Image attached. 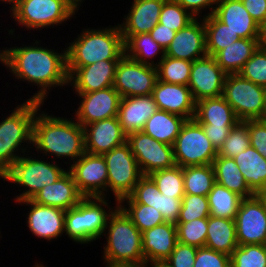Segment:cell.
Here are the masks:
<instances>
[{"instance_id":"1","label":"cell","mask_w":266,"mask_h":267,"mask_svg":"<svg viewBox=\"0 0 266 267\" xmlns=\"http://www.w3.org/2000/svg\"><path fill=\"white\" fill-rule=\"evenodd\" d=\"M40 41L31 46L12 47L0 50V63L15 76L38 86L39 90L28 100L44 104L51 87L68 86L66 48L58 53L42 47ZM36 45V46H35ZM48 90V91H47Z\"/></svg>"},{"instance_id":"2","label":"cell","mask_w":266,"mask_h":267,"mask_svg":"<svg viewBox=\"0 0 266 267\" xmlns=\"http://www.w3.org/2000/svg\"><path fill=\"white\" fill-rule=\"evenodd\" d=\"M32 145L43 155H53L57 159L69 157L75 162L85 153L83 126L73 119L37 112L33 121Z\"/></svg>"},{"instance_id":"3","label":"cell","mask_w":266,"mask_h":267,"mask_svg":"<svg viewBox=\"0 0 266 267\" xmlns=\"http://www.w3.org/2000/svg\"><path fill=\"white\" fill-rule=\"evenodd\" d=\"M66 48L68 77L79 67L101 60H120L124 41L119 24L100 29H83Z\"/></svg>"},{"instance_id":"4","label":"cell","mask_w":266,"mask_h":267,"mask_svg":"<svg viewBox=\"0 0 266 267\" xmlns=\"http://www.w3.org/2000/svg\"><path fill=\"white\" fill-rule=\"evenodd\" d=\"M108 230V231H106ZM103 249L107 265H146L142 252V233L118 206L109 216Z\"/></svg>"},{"instance_id":"5","label":"cell","mask_w":266,"mask_h":267,"mask_svg":"<svg viewBox=\"0 0 266 267\" xmlns=\"http://www.w3.org/2000/svg\"><path fill=\"white\" fill-rule=\"evenodd\" d=\"M41 105L43 103L26 100L0 122V177L22 156L18 150L26 155L28 147L21 145L32 144L33 121L37 112H41Z\"/></svg>"},{"instance_id":"6","label":"cell","mask_w":266,"mask_h":267,"mask_svg":"<svg viewBox=\"0 0 266 267\" xmlns=\"http://www.w3.org/2000/svg\"><path fill=\"white\" fill-rule=\"evenodd\" d=\"M106 199L84 197L75 207L66 210L64 233L77 244H88L104 236L108 218L118 207L116 204L110 208Z\"/></svg>"},{"instance_id":"7","label":"cell","mask_w":266,"mask_h":267,"mask_svg":"<svg viewBox=\"0 0 266 267\" xmlns=\"http://www.w3.org/2000/svg\"><path fill=\"white\" fill-rule=\"evenodd\" d=\"M20 156L12 166L0 177L4 181L18 184L24 189L20 195L16 196L15 202L32 199L34 195L43 187L56 182L68 170L61 168L54 161L52 163L39 160L35 157Z\"/></svg>"},{"instance_id":"8","label":"cell","mask_w":266,"mask_h":267,"mask_svg":"<svg viewBox=\"0 0 266 267\" xmlns=\"http://www.w3.org/2000/svg\"><path fill=\"white\" fill-rule=\"evenodd\" d=\"M9 8L17 24L28 30L61 25L75 15L65 0H16Z\"/></svg>"},{"instance_id":"9","label":"cell","mask_w":266,"mask_h":267,"mask_svg":"<svg viewBox=\"0 0 266 267\" xmlns=\"http://www.w3.org/2000/svg\"><path fill=\"white\" fill-rule=\"evenodd\" d=\"M222 97L240 121L263 119L266 114L264 87L241 77L227 74Z\"/></svg>"},{"instance_id":"10","label":"cell","mask_w":266,"mask_h":267,"mask_svg":"<svg viewBox=\"0 0 266 267\" xmlns=\"http://www.w3.org/2000/svg\"><path fill=\"white\" fill-rule=\"evenodd\" d=\"M175 164L180 167L212 165L218 151L194 118L186 120L173 144Z\"/></svg>"},{"instance_id":"11","label":"cell","mask_w":266,"mask_h":267,"mask_svg":"<svg viewBox=\"0 0 266 267\" xmlns=\"http://www.w3.org/2000/svg\"><path fill=\"white\" fill-rule=\"evenodd\" d=\"M108 170L107 192L111 190L116 203L129 196L144 176L127 142L103 154Z\"/></svg>"},{"instance_id":"12","label":"cell","mask_w":266,"mask_h":267,"mask_svg":"<svg viewBox=\"0 0 266 267\" xmlns=\"http://www.w3.org/2000/svg\"><path fill=\"white\" fill-rule=\"evenodd\" d=\"M235 224L238 245L266 244V195L242 199Z\"/></svg>"},{"instance_id":"13","label":"cell","mask_w":266,"mask_h":267,"mask_svg":"<svg viewBox=\"0 0 266 267\" xmlns=\"http://www.w3.org/2000/svg\"><path fill=\"white\" fill-rule=\"evenodd\" d=\"M157 80V67L136 62L124 55L118 61L113 87L121 98L149 95Z\"/></svg>"},{"instance_id":"14","label":"cell","mask_w":266,"mask_h":267,"mask_svg":"<svg viewBox=\"0 0 266 267\" xmlns=\"http://www.w3.org/2000/svg\"><path fill=\"white\" fill-rule=\"evenodd\" d=\"M132 154L141 169L143 175L174 167L173 146L161 143L143 131L133 132L127 135Z\"/></svg>"},{"instance_id":"15","label":"cell","mask_w":266,"mask_h":267,"mask_svg":"<svg viewBox=\"0 0 266 267\" xmlns=\"http://www.w3.org/2000/svg\"><path fill=\"white\" fill-rule=\"evenodd\" d=\"M68 169L83 197L106 196L108 170L103 155L85 152Z\"/></svg>"},{"instance_id":"16","label":"cell","mask_w":266,"mask_h":267,"mask_svg":"<svg viewBox=\"0 0 266 267\" xmlns=\"http://www.w3.org/2000/svg\"><path fill=\"white\" fill-rule=\"evenodd\" d=\"M226 75L213 56L194 60L187 85L194 101L222 96Z\"/></svg>"},{"instance_id":"17","label":"cell","mask_w":266,"mask_h":267,"mask_svg":"<svg viewBox=\"0 0 266 267\" xmlns=\"http://www.w3.org/2000/svg\"><path fill=\"white\" fill-rule=\"evenodd\" d=\"M81 99L75 119L83 127L104 119L118 116L120 94L113 86L95 92L76 93Z\"/></svg>"},{"instance_id":"18","label":"cell","mask_w":266,"mask_h":267,"mask_svg":"<svg viewBox=\"0 0 266 267\" xmlns=\"http://www.w3.org/2000/svg\"><path fill=\"white\" fill-rule=\"evenodd\" d=\"M17 203L30 205L31 208L27 215V227L34 236L50 241L58 239L64 234L65 210L41 205L32 199L22 200Z\"/></svg>"},{"instance_id":"19","label":"cell","mask_w":266,"mask_h":267,"mask_svg":"<svg viewBox=\"0 0 266 267\" xmlns=\"http://www.w3.org/2000/svg\"><path fill=\"white\" fill-rule=\"evenodd\" d=\"M195 18L186 27L177 31L166 49V56L193 62L207 55L206 31L203 18Z\"/></svg>"},{"instance_id":"20","label":"cell","mask_w":266,"mask_h":267,"mask_svg":"<svg viewBox=\"0 0 266 267\" xmlns=\"http://www.w3.org/2000/svg\"><path fill=\"white\" fill-rule=\"evenodd\" d=\"M83 129L85 152L91 154L103 155L127 140L117 116L90 123Z\"/></svg>"},{"instance_id":"21","label":"cell","mask_w":266,"mask_h":267,"mask_svg":"<svg viewBox=\"0 0 266 267\" xmlns=\"http://www.w3.org/2000/svg\"><path fill=\"white\" fill-rule=\"evenodd\" d=\"M119 60H101L77 68L69 77L68 83L76 93L95 92L113 86Z\"/></svg>"},{"instance_id":"22","label":"cell","mask_w":266,"mask_h":267,"mask_svg":"<svg viewBox=\"0 0 266 267\" xmlns=\"http://www.w3.org/2000/svg\"><path fill=\"white\" fill-rule=\"evenodd\" d=\"M151 95L159 110L187 120L194 118L196 102L188 86L157 80Z\"/></svg>"},{"instance_id":"23","label":"cell","mask_w":266,"mask_h":267,"mask_svg":"<svg viewBox=\"0 0 266 267\" xmlns=\"http://www.w3.org/2000/svg\"><path fill=\"white\" fill-rule=\"evenodd\" d=\"M130 196L137 203L156 208L161 212L165 222L177 223L182 206V198L161 194L157 185L148 175H144L138 181Z\"/></svg>"},{"instance_id":"24","label":"cell","mask_w":266,"mask_h":267,"mask_svg":"<svg viewBox=\"0 0 266 267\" xmlns=\"http://www.w3.org/2000/svg\"><path fill=\"white\" fill-rule=\"evenodd\" d=\"M166 0H133L131 8L119 24L123 41L130 36L149 33L159 22L163 3Z\"/></svg>"},{"instance_id":"25","label":"cell","mask_w":266,"mask_h":267,"mask_svg":"<svg viewBox=\"0 0 266 267\" xmlns=\"http://www.w3.org/2000/svg\"><path fill=\"white\" fill-rule=\"evenodd\" d=\"M238 37L259 38L260 25L251 17L241 0H223L213 13Z\"/></svg>"},{"instance_id":"26","label":"cell","mask_w":266,"mask_h":267,"mask_svg":"<svg viewBox=\"0 0 266 267\" xmlns=\"http://www.w3.org/2000/svg\"><path fill=\"white\" fill-rule=\"evenodd\" d=\"M177 239L175 223L164 222L142 233V252L146 265L165 261L174 250Z\"/></svg>"},{"instance_id":"27","label":"cell","mask_w":266,"mask_h":267,"mask_svg":"<svg viewBox=\"0 0 266 267\" xmlns=\"http://www.w3.org/2000/svg\"><path fill=\"white\" fill-rule=\"evenodd\" d=\"M158 110L151 94L123 97L120 100L118 120L123 132L129 135L142 131L146 121Z\"/></svg>"},{"instance_id":"28","label":"cell","mask_w":266,"mask_h":267,"mask_svg":"<svg viewBox=\"0 0 266 267\" xmlns=\"http://www.w3.org/2000/svg\"><path fill=\"white\" fill-rule=\"evenodd\" d=\"M83 198L72 174L67 171L56 182L39 190L32 200L41 205L57 207L66 211L75 207Z\"/></svg>"},{"instance_id":"29","label":"cell","mask_w":266,"mask_h":267,"mask_svg":"<svg viewBox=\"0 0 266 267\" xmlns=\"http://www.w3.org/2000/svg\"><path fill=\"white\" fill-rule=\"evenodd\" d=\"M233 159L250 190L256 195H266V158L249 146Z\"/></svg>"},{"instance_id":"30","label":"cell","mask_w":266,"mask_h":267,"mask_svg":"<svg viewBox=\"0 0 266 267\" xmlns=\"http://www.w3.org/2000/svg\"><path fill=\"white\" fill-rule=\"evenodd\" d=\"M194 119L201 125L213 126H235L240 121L222 96L197 101Z\"/></svg>"},{"instance_id":"31","label":"cell","mask_w":266,"mask_h":267,"mask_svg":"<svg viewBox=\"0 0 266 267\" xmlns=\"http://www.w3.org/2000/svg\"><path fill=\"white\" fill-rule=\"evenodd\" d=\"M258 48L259 38H240L217 52L213 57L226 74H236Z\"/></svg>"},{"instance_id":"32","label":"cell","mask_w":266,"mask_h":267,"mask_svg":"<svg viewBox=\"0 0 266 267\" xmlns=\"http://www.w3.org/2000/svg\"><path fill=\"white\" fill-rule=\"evenodd\" d=\"M237 246L235 219L209 216L205 247L231 256Z\"/></svg>"},{"instance_id":"33","label":"cell","mask_w":266,"mask_h":267,"mask_svg":"<svg viewBox=\"0 0 266 267\" xmlns=\"http://www.w3.org/2000/svg\"><path fill=\"white\" fill-rule=\"evenodd\" d=\"M186 118L164 110H157L147 121L143 132L155 140L173 146Z\"/></svg>"},{"instance_id":"34","label":"cell","mask_w":266,"mask_h":267,"mask_svg":"<svg viewBox=\"0 0 266 267\" xmlns=\"http://www.w3.org/2000/svg\"><path fill=\"white\" fill-rule=\"evenodd\" d=\"M215 172V181L228 190L235 192L244 198H250L255 194L250 190L245 182L243 174L233 158L219 156L212 164Z\"/></svg>"},{"instance_id":"35","label":"cell","mask_w":266,"mask_h":267,"mask_svg":"<svg viewBox=\"0 0 266 267\" xmlns=\"http://www.w3.org/2000/svg\"><path fill=\"white\" fill-rule=\"evenodd\" d=\"M158 54H161L160 62L166 56V50L149 33L132 35L124 42V55L136 62L157 67L154 57Z\"/></svg>"},{"instance_id":"36","label":"cell","mask_w":266,"mask_h":267,"mask_svg":"<svg viewBox=\"0 0 266 267\" xmlns=\"http://www.w3.org/2000/svg\"><path fill=\"white\" fill-rule=\"evenodd\" d=\"M210 216L235 219L240 206L241 196L215 182L207 195Z\"/></svg>"},{"instance_id":"37","label":"cell","mask_w":266,"mask_h":267,"mask_svg":"<svg viewBox=\"0 0 266 267\" xmlns=\"http://www.w3.org/2000/svg\"><path fill=\"white\" fill-rule=\"evenodd\" d=\"M125 202L128 206H125ZM118 206L131 219L141 233L165 222L161 212L156 210V208L137 203L130 195L122 198L118 202Z\"/></svg>"},{"instance_id":"38","label":"cell","mask_w":266,"mask_h":267,"mask_svg":"<svg viewBox=\"0 0 266 267\" xmlns=\"http://www.w3.org/2000/svg\"><path fill=\"white\" fill-rule=\"evenodd\" d=\"M203 20L206 31L207 55L214 56L220 50L240 39L228 28V25L221 22L213 13L203 16Z\"/></svg>"},{"instance_id":"39","label":"cell","mask_w":266,"mask_h":267,"mask_svg":"<svg viewBox=\"0 0 266 267\" xmlns=\"http://www.w3.org/2000/svg\"><path fill=\"white\" fill-rule=\"evenodd\" d=\"M184 193L207 196L215 181L212 165L182 167Z\"/></svg>"},{"instance_id":"40","label":"cell","mask_w":266,"mask_h":267,"mask_svg":"<svg viewBox=\"0 0 266 267\" xmlns=\"http://www.w3.org/2000/svg\"><path fill=\"white\" fill-rule=\"evenodd\" d=\"M157 63L158 80L187 86L190 80L192 62L165 56Z\"/></svg>"},{"instance_id":"41","label":"cell","mask_w":266,"mask_h":267,"mask_svg":"<svg viewBox=\"0 0 266 267\" xmlns=\"http://www.w3.org/2000/svg\"><path fill=\"white\" fill-rule=\"evenodd\" d=\"M157 185L161 194L183 198L184 179L182 167L175 165L169 169L156 170L148 175Z\"/></svg>"},{"instance_id":"42","label":"cell","mask_w":266,"mask_h":267,"mask_svg":"<svg viewBox=\"0 0 266 267\" xmlns=\"http://www.w3.org/2000/svg\"><path fill=\"white\" fill-rule=\"evenodd\" d=\"M177 239L182 244L205 247L208 218L194 219L190 222H177Z\"/></svg>"},{"instance_id":"43","label":"cell","mask_w":266,"mask_h":267,"mask_svg":"<svg viewBox=\"0 0 266 267\" xmlns=\"http://www.w3.org/2000/svg\"><path fill=\"white\" fill-rule=\"evenodd\" d=\"M230 259L231 267H266V244L238 245Z\"/></svg>"},{"instance_id":"44","label":"cell","mask_w":266,"mask_h":267,"mask_svg":"<svg viewBox=\"0 0 266 267\" xmlns=\"http://www.w3.org/2000/svg\"><path fill=\"white\" fill-rule=\"evenodd\" d=\"M194 19L195 17L176 0H166L163 3L158 23L177 32L186 27Z\"/></svg>"},{"instance_id":"45","label":"cell","mask_w":266,"mask_h":267,"mask_svg":"<svg viewBox=\"0 0 266 267\" xmlns=\"http://www.w3.org/2000/svg\"><path fill=\"white\" fill-rule=\"evenodd\" d=\"M249 146L248 125L244 121H239L231 128L224 144L218 150V155L234 158Z\"/></svg>"},{"instance_id":"46","label":"cell","mask_w":266,"mask_h":267,"mask_svg":"<svg viewBox=\"0 0 266 267\" xmlns=\"http://www.w3.org/2000/svg\"><path fill=\"white\" fill-rule=\"evenodd\" d=\"M210 208L207 196L185 194L177 222H190L194 219L208 218Z\"/></svg>"},{"instance_id":"47","label":"cell","mask_w":266,"mask_h":267,"mask_svg":"<svg viewBox=\"0 0 266 267\" xmlns=\"http://www.w3.org/2000/svg\"><path fill=\"white\" fill-rule=\"evenodd\" d=\"M238 74L262 87H266V50L258 48Z\"/></svg>"},{"instance_id":"48","label":"cell","mask_w":266,"mask_h":267,"mask_svg":"<svg viewBox=\"0 0 266 267\" xmlns=\"http://www.w3.org/2000/svg\"><path fill=\"white\" fill-rule=\"evenodd\" d=\"M193 267H231V259L227 254L199 247Z\"/></svg>"},{"instance_id":"49","label":"cell","mask_w":266,"mask_h":267,"mask_svg":"<svg viewBox=\"0 0 266 267\" xmlns=\"http://www.w3.org/2000/svg\"><path fill=\"white\" fill-rule=\"evenodd\" d=\"M197 247L177 242L170 256L165 260L171 267H193Z\"/></svg>"},{"instance_id":"50","label":"cell","mask_w":266,"mask_h":267,"mask_svg":"<svg viewBox=\"0 0 266 267\" xmlns=\"http://www.w3.org/2000/svg\"><path fill=\"white\" fill-rule=\"evenodd\" d=\"M248 125L250 146L266 158V123L263 119L245 120Z\"/></svg>"},{"instance_id":"51","label":"cell","mask_w":266,"mask_h":267,"mask_svg":"<svg viewBox=\"0 0 266 267\" xmlns=\"http://www.w3.org/2000/svg\"><path fill=\"white\" fill-rule=\"evenodd\" d=\"M207 138L212 142V145L218 151L224 144L225 139L229 135V132L234 126H213V125H201Z\"/></svg>"},{"instance_id":"52","label":"cell","mask_w":266,"mask_h":267,"mask_svg":"<svg viewBox=\"0 0 266 267\" xmlns=\"http://www.w3.org/2000/svg\"><path fill=\"white\" fill-rule=\"evenodd\" d=\"M184 9H186L192 16L199 18L200 12L205 8H209V12L205 16L214 13L216 3L213 0H176ZM214 5V6H213ZM213 6V7H212ZM198 16V17H197Z\"/></svg>"},{"instance_id":"53","label":"cell","mask_w":266,"mask_h":267,"mask_svg":"<svg viewBox=\"0 0 266 267\" xmlns=\"http://www.w3.org/2000/svg\"><path fill=\"white\" fill-rule=\"evenodd\" d=\"M244 7L259 25L266 22V0H241Z\"/></svg>"},{"instance_id":"54","label":"cell","mask_w":266,"mask_h":267,"mask_svg":"<svg viewBox=\"0 0 266 267\" xmlns=\"http://www.w3.org/2000/svg\"><path fill=\"white\" fill-rule=\"evenodd\" d=\"M149 34L162 48L166 50L175 37L176 31L158 23L149 32Z\"/></svg>"},{"instance_id":"55","label":"cell","mask_w":266,"mask_h":267,"mask_svg":"<svg viewBox=\"0 0 266 267\" xmlns=\"http://www.w3.org/2000/svg\"><path fill=\"white\" fill-rule=\"evenodd\" d=\"M259 47L266 50V22L260 25Z\"/></svg>"},{"instance_id":"56","label":"cell","mask_w":266,"mask_h":267,"mask_svg":"<svg viewBox=\"0 0 266 267\" xmlns=\"http://www.w3.org/2000/svg\"><path fill=\"white\" fill-rule=\"evenodd\" d=\"M66 3L73 9L74 12H78L80 4L83 2L82 0H65Z\"/></svg>"},{"instance_id":"57","label":"cell","mask_w":266,"mask_h":267,"mask_svg":"<svg viewBox=\"0 0 266 267\" xmlns=\"http://www.w3.org/2000/svg\"><path fill=\"white\" fill-rule=\"evenodd\" d=\"M147 267H171L167 262L165 261H156L153 263H150L146 265Z\"/></svg>"},{"instance_id":"58","label":"cell","mask_w":266,"mask_h":267,"mask_svg":"<svg viewBox=\"0 0 266 267\" xmlns=\"http://www.w3.org/2000/svg\"><path fill=\"white\" fill-rule=\"evenodd\" d=\"M106 267H147L146 265H106Z\"/></svg>"},{"instance_id":"59","label":"cell","mask_w":266,"mask_h":267,"mask_svg":"<svg viewBox=\"0 0 266 267\" xmlns=\"http://www.w3.org/2000/svg\"><path fill=\"white\" fill-rule=\"evenodd\" d=\"M1 1H2V2H5V3L8 2L7 4H11V5H12L16 0H0V2H1Z\"/></svg>"},{"instance_id":"60","label":"cell","mask_w":266,"mask_h":267,"mask_svg":"<svg viewBox=\"0 0 266 267\" xmlns=\"http://www.w3.org/2000/svg\"><path fill=\"white\" fill-rule=\"evenodd\" d=\"M33 267H44V265L38 264V262H36L35 266H33Z\"/></svg>"},{"instance_id":"61","label":"cell","mask_w":266,"mask_h":267,"mask_svg":"<svg viewBox=\"0 0 266 267\" xmlns=\"http://www.w3.org/2000/svg\"><path fill=\"white\" fill-rule=\"evenodd\" d=\"M216 4L222 2L223 0H213Z\"/></svg>"},{"instance_id":"62","label":"cell","mask_w":266,"mask_h":267,"mask_svg":"<svg viewBox=\"0 0 266 267\" xmlns=\"http://www.w3.org/2000/svg\"><path fill=\"white\" fill-rule=\"evenodd\" d=\"M264 93H265V104H266V87L264 88Z\"/></svg>"}]
</instances>
